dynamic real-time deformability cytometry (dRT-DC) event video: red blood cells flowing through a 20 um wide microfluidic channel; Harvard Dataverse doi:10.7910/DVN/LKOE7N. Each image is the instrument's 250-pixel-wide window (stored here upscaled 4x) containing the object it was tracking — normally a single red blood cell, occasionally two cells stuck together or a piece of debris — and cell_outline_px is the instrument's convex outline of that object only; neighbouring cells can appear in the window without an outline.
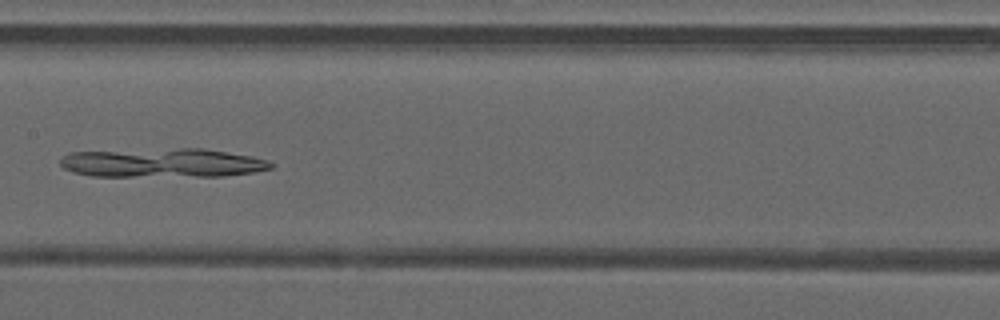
{"species": "common noctule bat (a hibernating species)", "species_latin": "Nyctalus noctula", "temperature_condition": "warm", "stored_images_in_passage": 47, "camera_frame_rate_fps": 3000, "um_per_image_px": 0.085, "animal": {"sex": "male", "forearm_length_mm": 52.5}, "frame": {"image": 1, "passage_image": 24, "time_ms": 7.667, "image_size_px": [1000, 320], "cell_outline_px": [[276, 164], [272, 168], [252, 172], [224, 176], [92, 176], [72, 172], [64, 168], [60, 164], [60, 160], [68, 152], [180, 148], [204, 148], [252, 156], [268, 160]], "centroid_in_image_um": [13.83, 13.84], "position_along_channel_um": 193.6, "area_um2": 35.78}}
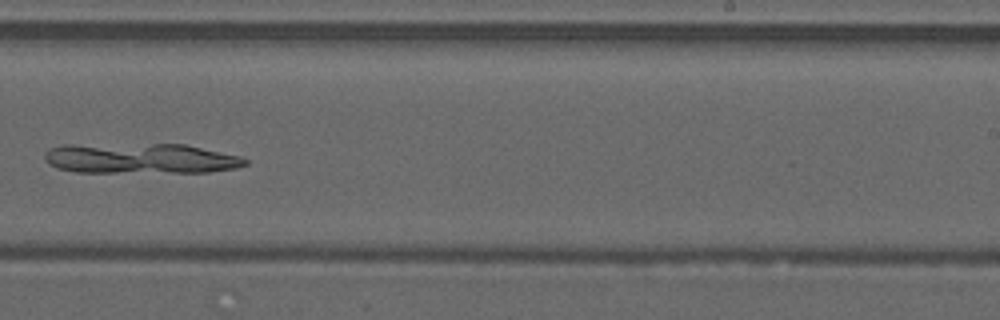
{"frame": {"image": 2, "passage_image": 30, "time_ms": 9.667, "image_size_px": [1000, 320], "cell_outline_px": [[248, 164], [236, 168], [208, 172], [76, 172], [56, 168], [48, 164], [44, 160], [44, 152], [48, 148], [64, 144], [184, 144], [240, 156], [248, 160]], "centroid_in_image_um": [11.89, 13.46], "position_along_channel_um": 277.1, "area_um2": 35.78}}
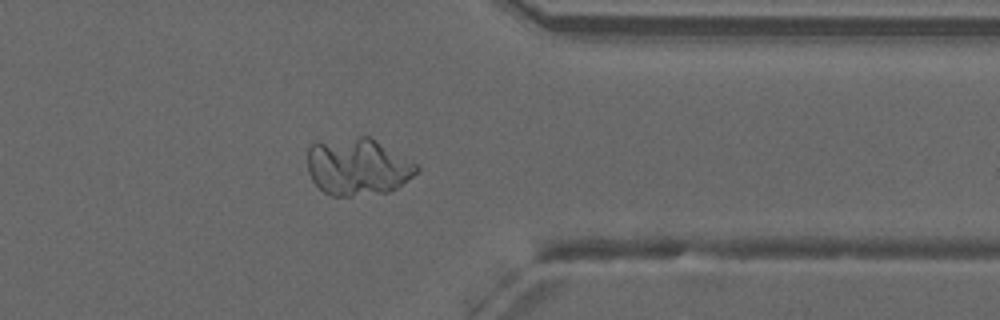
{"frame": {"image": 3, "passage_image": 38, "time_ms": 12.333, "image_size_px": [1000, 320], "cell_outline_px": [[420, 168], [412, 176], [396, 188], [388, 192], [348, 196], [332, 196], [324, 192], [312, 180], [308, 172], [308, 148], [312, 140], [360, 136], [368, 136], [416, 164]], "centroid_in_image_um": [30.33, 14.15], "position_along_channel_um": 381.1, "area_um2": 36.41}}